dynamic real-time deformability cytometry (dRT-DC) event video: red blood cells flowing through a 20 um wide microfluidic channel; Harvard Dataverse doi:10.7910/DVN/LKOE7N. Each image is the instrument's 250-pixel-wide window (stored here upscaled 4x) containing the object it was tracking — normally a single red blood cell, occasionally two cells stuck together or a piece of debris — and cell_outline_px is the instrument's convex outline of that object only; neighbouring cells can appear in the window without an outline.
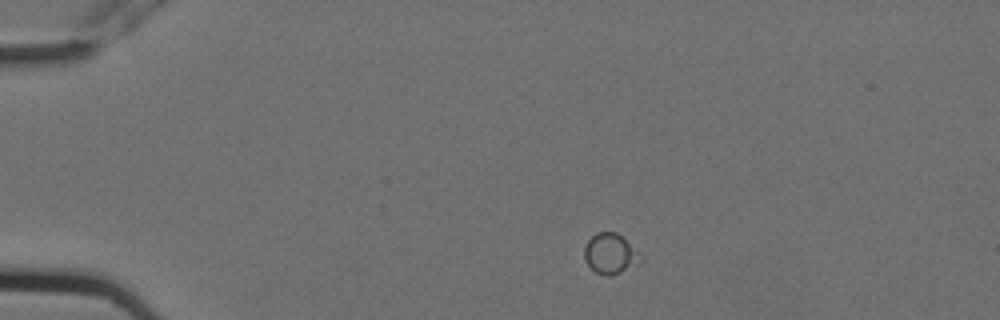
{"species": "Egyptian fruit bat (a non-hibernating species)", "species_latin": "Rousettus aegyptiacus", "temperature_condition": "cold", "stored_images_in_passage": 4, "camera_frame_rate_fps": 3000, "um_per_image_px": 0.085, "animal": {"sex": "female"}, "frame": {"image": 1, "passage_image": 1, "time_ms": 0.0, "image_size_px": [1000, 320], "cell_outline_px": [[644, 260], [640, 264], [620, 272], [608, 276], [604, 276], [596, 272], [584, 260], [584, 248], [588, 240], [596, 232], [616, 232], [640, 252], [644, 256]], "centroid_in_image_um": [51.92, 21.57], "position_along_channel_um": 33.1, "area_um2": 13.41}}
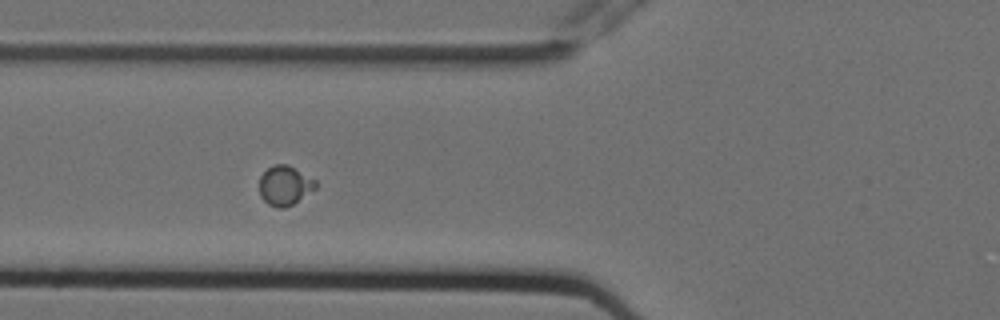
{"frame": {"image": 2, "passage_image": 4, "time_ms": 1.0, "image_size_px": [1000, 320], "cell_outline_px": [[316, 188], [292, 204], [284, 208], [276, 208], [268, 204], [260, 196], [260, 176], [268, 168], [276, 164], [288, 164], [316, 180]], "centroid_in_image_um": [24.2, 15.76], "position_along_channel_um": 101.6, "area_um2": 12.83}}